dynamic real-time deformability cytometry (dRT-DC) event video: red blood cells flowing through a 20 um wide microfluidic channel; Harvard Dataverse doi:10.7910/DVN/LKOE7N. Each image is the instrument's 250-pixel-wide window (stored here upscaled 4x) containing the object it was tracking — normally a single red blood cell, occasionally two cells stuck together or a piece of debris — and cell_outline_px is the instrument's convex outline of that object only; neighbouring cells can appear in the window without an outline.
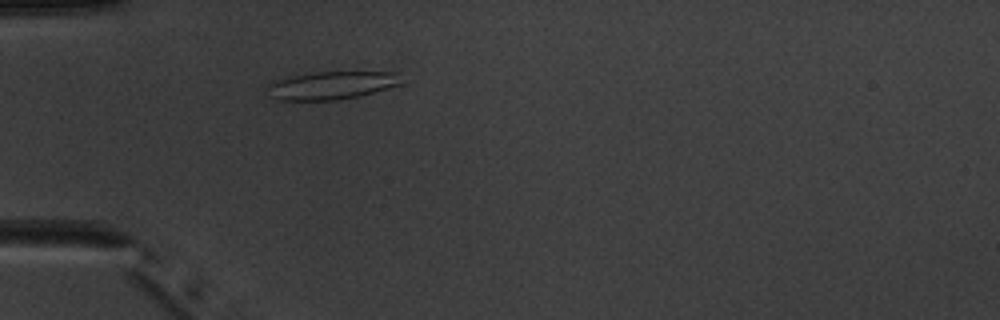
{"species": "common noctule bat (a hibernating species)", "species_latin": "Nyctalus noctula", "temperature_condition": "warm", "stored_images_in_passage": 3, "camera_frame_rate_fps": 3000, "um_per_image_px": 0.085, "animal": {"sex": "male", "body_mass_g": 20.1, "forearm_length_mm": 53.5}, "frame": {"image": 1, "passage_image": 3, "time_ms": 2.333, "image_size_px": [1000, 320], "cell_outline_px": [[404, 84], [360, 96], [336, 100], [276, 100], [272, 96], [264, 84], [288, 76], [316, 72], [392, 72]], "centroid_in_image_um": [28.13, 7.26], "position_along_channel_um": 56.9, "area_um2": 21.85}}